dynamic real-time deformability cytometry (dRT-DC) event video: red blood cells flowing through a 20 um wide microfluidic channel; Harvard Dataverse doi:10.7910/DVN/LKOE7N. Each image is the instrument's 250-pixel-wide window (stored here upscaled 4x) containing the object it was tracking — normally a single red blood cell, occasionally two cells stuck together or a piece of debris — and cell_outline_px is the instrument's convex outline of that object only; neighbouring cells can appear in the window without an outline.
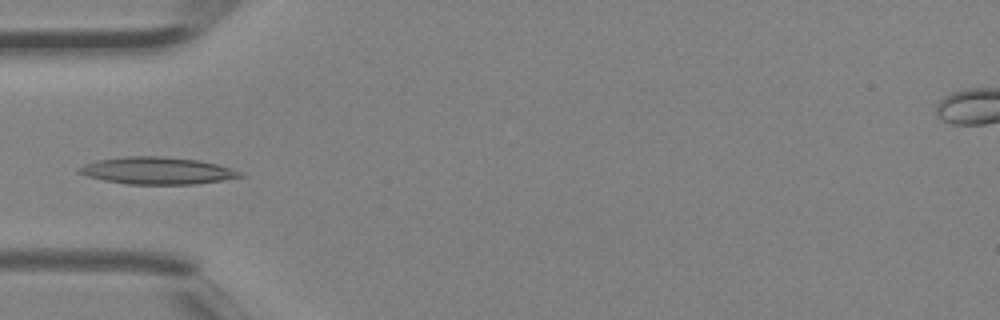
{"species": "Egyptian fruit bat (a non-hibernating species)", "species_latin": "Rousettus aegyptiacus", "temperature_condition": "room temperature", "stored_images_in_passage": 33, "camera_frame_rate_fps": 3000, "um_per_image_px": 0.085, "animal": {"sex": "female"}, "frame": {"image": 1, "passage_image": 8, "time_ms": 2.333, "image_size_px": [1000, 320], "cell_outline_px": [[248, 176], [192, 184], [128, 184], [104, 180], [88, 176], [76, 172], [76, 168], [84, 164], [100, 160], [128, 156], [164, 156], [200, 160], [216, 164], [240, 172]], "centroid_in_image_um": [13.34, 14.5], "position_along_channel_um": 71.7, "area_um2": 25.26}}
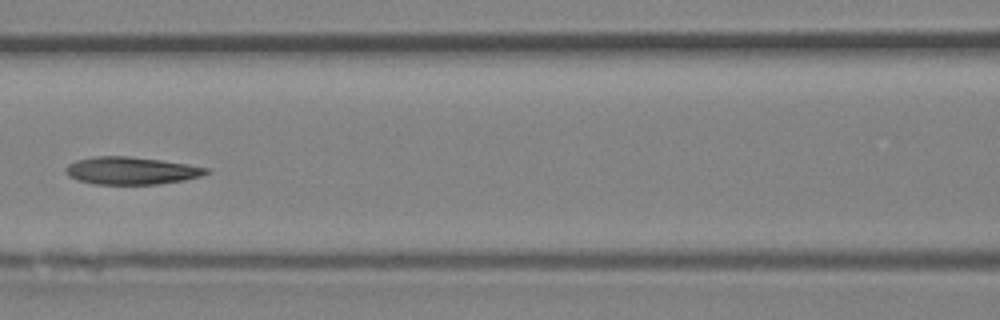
{"frame": {"image": 2, "passage_image": 13, "time_ms": 4.0, "image_size_px": [1000, 320], "cell_outline_px": [[212, 172], [200, 176], [184, 180], [156, 184], [92, 184], [68, 176], [64, 172], [64, 168], [68, 164], [76, 160], [96, 156], [128, 156], [160, 160], [188, 164], [208, 168]], "centroid_in_image_um": [11.14, 14.5], "position_along_channel_um": 155.5, "area_um2": 22.54}}
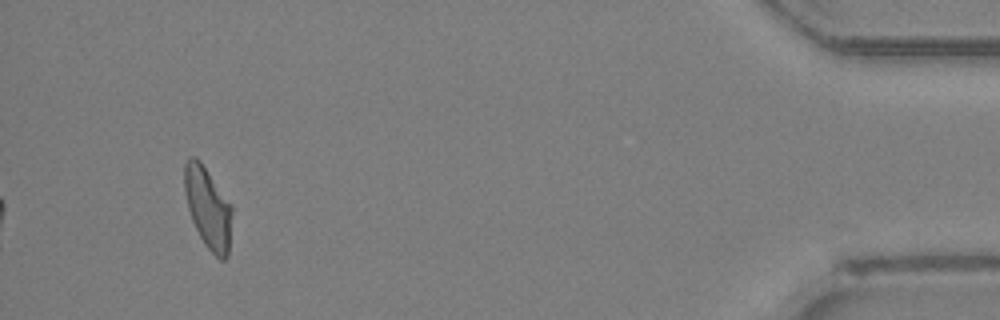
{"frame": {"image": 3, "passage_image": 33, "time_ms": 10.667, "image_size_px": [1000, 320], "cell_outline_px": [[232, 212], [228, 256], [224, 260], [220, 260], [204, 244], [192, 220], [188, 208], [184, 192], [184, 164], [188, 156], [196, 156], [200, 160], [232, 204]], "centroid_in_image_um": [17.67, 17.62], "position_along_channel_um": 417.5, "area_um2": 22.66}}